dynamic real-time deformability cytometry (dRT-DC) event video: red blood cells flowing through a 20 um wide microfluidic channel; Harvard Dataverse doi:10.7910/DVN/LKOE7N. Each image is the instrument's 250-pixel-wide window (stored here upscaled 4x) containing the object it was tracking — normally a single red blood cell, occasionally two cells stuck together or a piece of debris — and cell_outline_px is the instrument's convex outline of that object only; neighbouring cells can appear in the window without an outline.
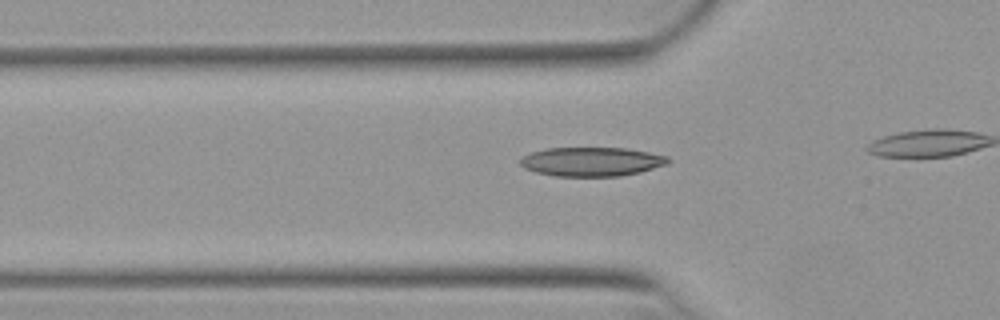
{"species": "Egyptian fruit bat (a non-hibernating species)", "species_latin": "Rousettus aegyptiacus", "temperature_condition": "warm", "stored_images_in_passage": 31, "camera_frame_rate_fps": 3000, "um_per_image_px": 0.085, "animal": {"sex": "female"}, "frame": {"image": 1, "passage_image": 8, "time_ms": 2.333, "image_size_px": [1000, 320], "cell_outline_px": [[672, 160], [668, 164], [640, 172], [620, 176], [556, 176], [536, 172], [524, 168], [520, 164], [520, 160], [524, 156], [532, 152], [544, 148], [628, 148], [668, 156]], "centroid_in_image_um": [50.32, 13.74], "position_along_channel_um": 75.5, "area_um2": 25.09}}
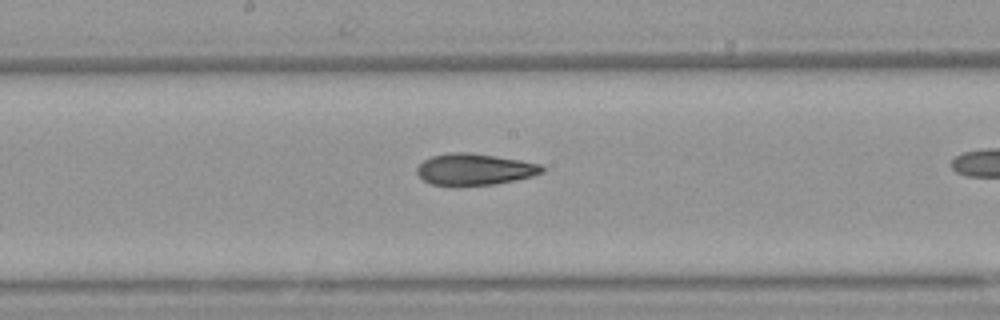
{"frame": {"image": 2, "passage_image": 18, "time_ms": 5.667, "image_size_px": [1000, 320], "cell_outline_px": [[544, 172], [532, 176], [496, 184], [432, 184], [424, 180], [416, 172], [416, 168], [424, 160], [432, 156], [452, 152], [468, 152], [496, 156], [520, 160], [540, 164], [544, 168]], "centroid_in_image_um": [40.36, 14.37], "position_along_channel_um": 207.8, "area_um2": 22.48}}
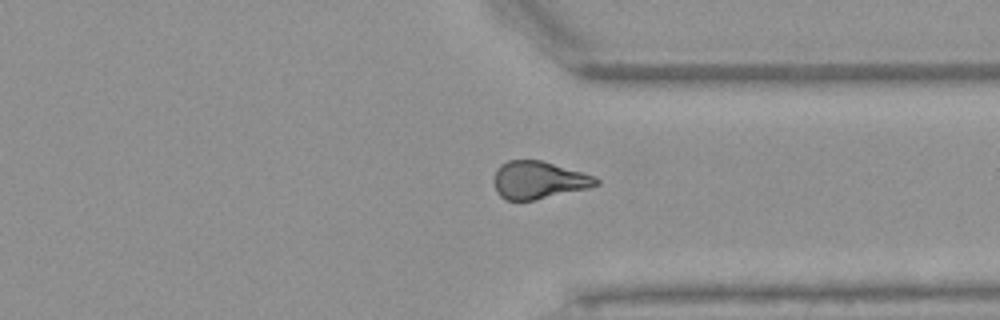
{"frame": {"image": 3, "passage_image": 30, "time_ms": 9.667, "image_size_px": [1000, 320], "cell_outline_px": [[600, 184], [588, 188], [532, 200], [504, 200], [496, 192], [496, 172], [500, 164], [508, 160], [540, 160], [580, 172], [592, 176], [600, 180]], "centroid_in_image_um": [45.77, 15.31], "position_along_channel_um": 365.6, "area_um2": 21.85}}